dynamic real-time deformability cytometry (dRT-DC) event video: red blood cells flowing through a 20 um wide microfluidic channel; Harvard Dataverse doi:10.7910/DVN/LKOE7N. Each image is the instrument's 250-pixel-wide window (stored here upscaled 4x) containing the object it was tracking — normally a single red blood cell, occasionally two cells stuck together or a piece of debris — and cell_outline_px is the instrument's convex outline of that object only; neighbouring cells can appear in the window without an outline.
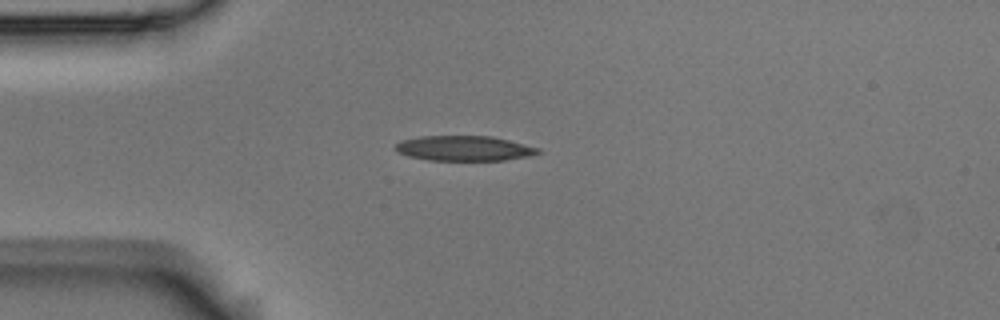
{"species": "Egyptian fruit bat (a non-hibernating species)", "species_latin": "Rousettus aegyptiacus", "temperature_condition": "room temperature", "stored_images_in_passage": 3, "camera_frame_rate_fps": 3000, "um_per_image_px": 0.085, "animal": {"sex": "male"}, "frame": {"image": 1, "passage_image": 1, "time_ms": 0.0, "image_size_px": [1000, 320], "cell_outline_px": [[540, 152], [528, 156], [504, 160], [428, 160], [408, 156], [396, 152], [392, 148], [400, 140], [420, 136], [492, 136], [540, 148]], "centroid_in_image_um": [39.38, 12.6], "position_along_channel_um": 45.6, "area_um2": 20.87}}
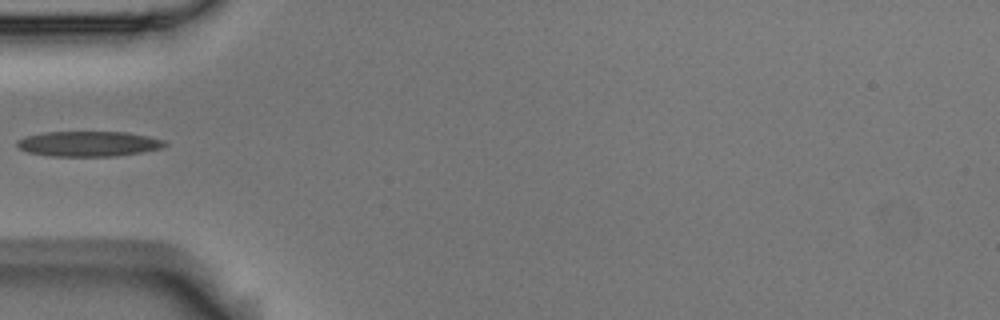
{"frame": {"image": 2, "passage_image": 2, "time_ms": 0.333, "image_size_px": [1000, 320], "cell_outline_px": [[168, 144], [160, 148], [140, 152], [116, 156], [52, 156], [28, 152], [20, 148], [16, 144], [16, 140], [24, 136], [44, 132], [124, 132], [148, 136], [164, 140]], "centroid_in_image_um": [7.5, 12.22], "position_along_channel_um": 77.5, "area_um2": 21.62}}
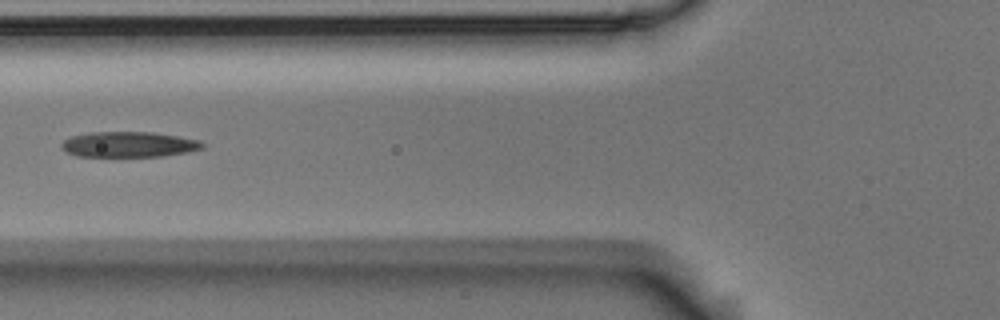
{"frame": {"image": 3, "passage_image": 3, "time_ms": 0.667, "image_size_px": [1000, 320], "cell_outline_px": [[204, 148], [188, 152], [160, 156], [76, 156], [60, 148], [60, 144], [64, 140], [72, 136], [92, 132], [152, 132], [200, 140], [204, 144]], "centroid_in_image_um": [10.94, 12.27], "position_along_channel_um": 114.9, "area_um2": 20.81}}